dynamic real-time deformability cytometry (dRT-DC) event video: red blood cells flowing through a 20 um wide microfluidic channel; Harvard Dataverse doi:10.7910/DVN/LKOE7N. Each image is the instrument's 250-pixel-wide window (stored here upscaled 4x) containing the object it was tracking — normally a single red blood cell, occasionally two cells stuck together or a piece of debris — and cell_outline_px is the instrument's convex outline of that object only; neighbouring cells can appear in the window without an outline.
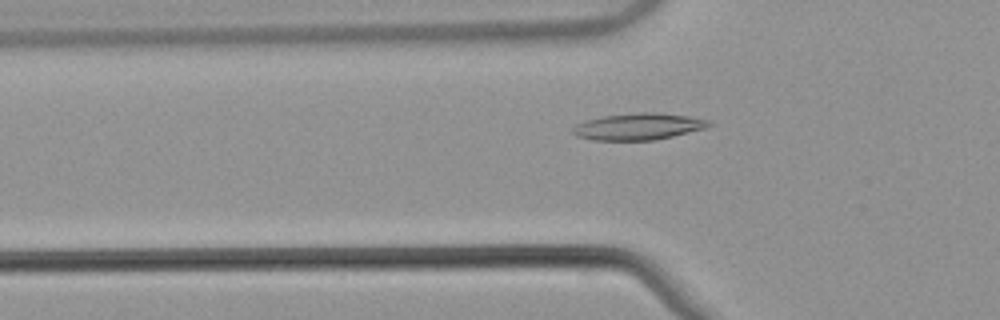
{"species": "common noctule bat (a hibernating species)", "species_latin": "Nyctalus noctula", "temperature_condition": "warm", "stored_images_in_passage": 53, "camera_frame_rate_fps": 3000, "um_per_image_px": 0.085, "animal": {"sex": "male", "body_mass_g": 21.5, "forearm_length_mm": 52.0}, "frame": {"image": 1, "passage_image": 18, "time_ms": 5.667, "image_size_px": [1000, 320], "cell_outline_px": [[712, 124], [708, 128], [656, 140], [592, 140], [576, 136], [572, 132], [572, 128], [576, 124], [584, 120], [604, 116], [640, 112], [656, 112], [688, 116], [712, 120]], "centroid_in_image_um": [54.29, 10.75], "position_along_channel_um": 71.5, "area_um2": 21.39}}
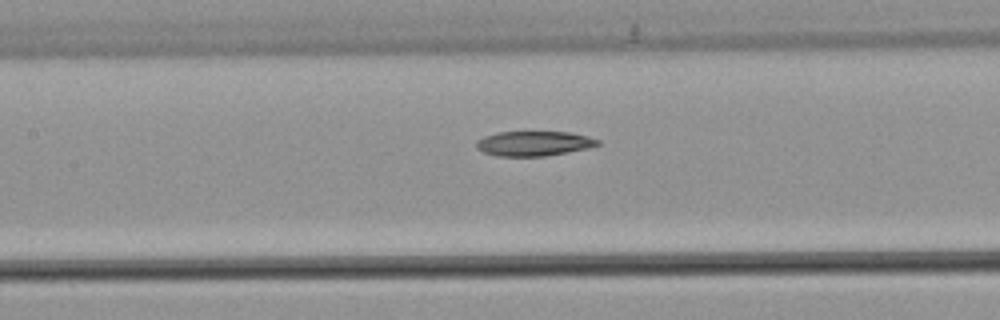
{"frame": {"image": 2, "passage_image": 25, "time_ms": 8.0, "image_size_px": [1000, 320], "cell_outline_px": [[600, 144], [588, 148], [568, 152], [544, 156], [496, 156], [484, 152], [476, 148], [476, 140], [484, 136], [496, 132], [572, 132], [588, 136], [600, 140]], "centroid_in_image_um": [45.37, 12.19], "position_along_channel_um": 162.0, "area_um2": 17.63}}
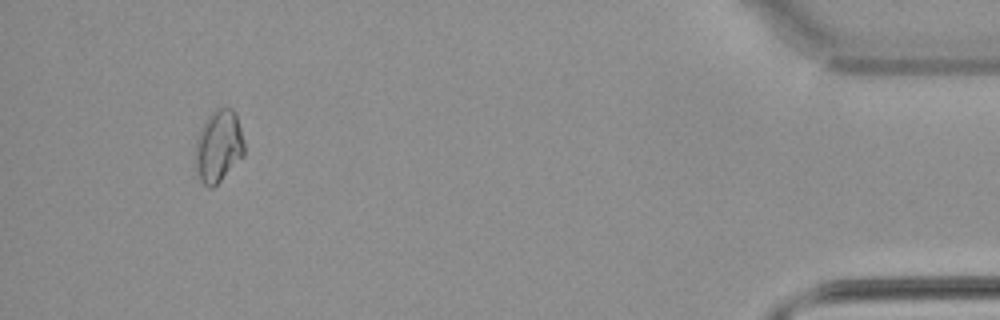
{"frame": {"image": 3, "passage_image": 50, "time_ms": 16.333, "image_size_px": [1000, 320], "cell_outline_px": [[244, 156], [212, 188], [208, 188], [200, 180], [196, 172], [196, 136], [200, 128], [208, 116], [216, 108], [232, 108], [236, 112], [244, 140]], "centroid_in_image_um": [18.58, 12.41], "position_along_channel_um": 416.6, "area_um2": 20.63}}